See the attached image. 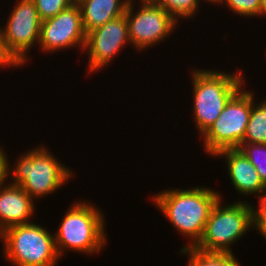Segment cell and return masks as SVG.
<instances>
[{"label": "cell", "instance_id": "obj_4", "mask_svg": "<svg viewBox=\"0 0 266 266\" xmlns=\"http://www.w3.org/2000/svg\"><path fill=\"white\" fill-rule=\"evenodd\" d=\"M236 71L231 74L221 70L193 68L192 113L200 137L220 116L229 100L245 85L242 70Z\"/></svg>", "mask_w": 266, "mask_h": 266}, {"label": "cell", "instance_id": "obj_8", "mask_svg": "<svg viewBox=\"0 0 266 266\" xmlns=\"http://www.w3.org/2000/svg\"><path fill=\"white\" fill-rule=\"evenodd\" d=\"M134 1H129L125 11L131 47L142 51L167 40L177 22L154 0H140L136 11Z\"/></svg>", "mask_w": 266, "mask_h": 266}, {"label": "cell", "instance_id": "obj_18", "mask_svg": "<svg viewBox=\"0 0 266 266\" xmlns=\"http://www.w3.org/2000/svg\"><path fill=\"white\" fill-rule=\"evenodd\" d=\"M239 149L255 166L261 180L266 186V144L241 143Z\"/></svg>", "mask_w": 266, "mask_h": 266}, {"label": "cell", "instance_id": "obj_24", "mask_svg": "<svg viewBox=\"0 0 266 266\" xmlns=\"http://www.w3.org/2000/svg\"><path fill=\"white\" fill-rule=\"evenodd\" d=\"M254 229L263 236L266 240V220L265 221H254Z\"/></svg>", "mask_w": 266, "mask_h": 266}, {"label": "cell", "instance_id": "obj_10", "mask_svg": "<svg viewBox=\"0 0 266 266\" xmlns=\"http://www.w3.org/2000/svg\"><path fill=\"white\" fill-rule=\"evenodd\" d=\"M85 41L86 33L78 4L73 3L53 18L41 21L38 46L45 53L50 54L71 47L80 48L82 53Z\"/></svg>", "mask_w": 266, "mask_h": 266}, {"label": "cell", "instance_id": "obj_12", "mask_svg": "<svg viewBox=\"0 0 266 266\" xmlns=\"http://www.w3.org/2000/svg\"><path fill=\"white\" fill-rule=\"evenodd\" d=\"M35 202L20 186L3 182L0 185V234L12 226L32 222Z\"/></svg>", "mask_w": 266, "mask_h": 266}, {"label": "cell", "instance_id": "obj_22", "mask_svg": "<svg viewBox=\"0 0 266 266\" xmlns=\"http://www.w3.org/2000/svg\"><path fill=\"white\" fill-rule=\"evenodd\" d=\"M266 188L263 193L258 197V204L260 205L257 209L253 205V217L254 221H265L266 220Z\"/></svg>", "mask_w": 266, "mask_h": 266}, {"label": "cell", "instance_id": "obj_5", "mask_svg": "<svg viewBox=\"0 0 266 266\" xmlns=\"http://www.w3.org/2000/svg\"><path fill=\"white\" fill-rule=\"evenodd\" d=\"M222 202L224 201L221 197L213 207L203 235L194 246L195 249L233 253L230 246L254 229L253 206L250 203L239 200L223 205Z\"/></svg>", "mask_w": 266, "mask_h": 266}, {"label": "cell", "instance_id": "obj_13", "mask_svg": "<svg viewBox=\"0 0 266 266\" xmlns=\"http://www.w3.org/2000/svg\"><path fill=\"white\" fill-rule=\"evenodd\" d=\"M219 156L225 158L227 174H229L231 184L235 191L239 192V195H257L259 197L263 193L266 186L255 166L239 148L219 151L214 157L219 158Z\"/></svg>", "mask_w": 266, "mask_h": 266}, {"label": "cell", "instance_id": "obj_17", "mask_svg": "<svg viewBox=\"0 0 266 266\" xmlns=\"http://www.w3.org/2000/svg\"><path fill=\"white\" fill-rule=\"evenodd\" d=\"M177 22L190 19L198 12L200 0H154Z\"/></svg>", "mask_w": 266, "mask_h": 266}, {"label": "cell", "instance_id": "obj_6", "mask_svg": "<svg viewBox=\"0 0 266 266\" xmlns=\"http://www.w3.org/2000/svg\"><path fill=\"white\" fill-rule=\"evenodd\" d=\"M51 233L34 221L6 229L0 234L4 258L14 266H56L62 258Z\"/></svg>", "mask_w": 266, "mask_h": 266}, {"label": "cell", "instance_id": "obj_23", "mask_svg": "<svg viewBox=\"0 0 266 266\" xmlns=\"http://www.w3.org/2000/svg\"><path fill=\"white\" fill-rule=\"evenodd\" d=\"M0 146V185L6 180V152Z\"/></svg>", "mask_w": 266, "mask_h": 266}, {"label": "cell", "instance_id": "obj_2", "mask_svg": "<svg viewBox=\"0 0 266 266\" xmlns=\"http://www.w3.org/2000/svg\"><path fill=\"white\" fill-rule=\"evenodd\" d=\"M38 146L19 156L12 169L6 154V181L10 176V183L20 186L33 200L54 193L73 177L71 168L58 161L44 144Z\"/></svg>", "mask_w": 266, "mask_h": 266}, {"label": "cell", "instance_id": "obj_26", "mask_svg": "<svg viewBox=\"0 0 266 266\" xmlns=\"http://www.w3.org/2000/svg\"><path fill=\"white\" fill-rule=\"evenodd\" d=\"M202 1H207V3H213V4H217L218 6H219V2H220V0H202ZM201 0H200V2H202Z\"/></svg>", "mask_w": 266, "mask_h": 266}, {"label": "cell", "instance_id": "obj_27", "mask_svg": "<svg viewBox=\"0 0 266 266\" xmlns=\"http://www.w3.org/2000/svg\"><path fill=\"white\" fill-rule=\"evenodd\" d=\"M82 0H71L72 3L78 4Z\"/></svg>", "mask_w": 266, "mask_h": 266}, {"label": "cell", "instance_id": "obj_15", "mask_svg": "<svg viewBox=\"0 0 266 266\" xmlns=\"http://www.w3.org/2000/svg\"><path fill=\"white\" fill-rule=\"evenodd\" d=\"M252 93V110L242 143L266 144V97L256 103Z\"/></svg>", "mask_w": 266, "mask_h": 266}, {"label": "cell", "instance_id": "obj_25", "mask_svg": "<svg viewBox=\"0 0 266 266\" xmlns=\"http://www.w3.org/2000/svg\"><path fill=\"white\" fill-rule=\"evenodd\" d=\"M264 16V18L266 17V0H261V4H260V10H259V14L258 17L262 18Z\"/></svg>", "mask_w": 266, "mask_h": 266}, {"label": "cell", "instance_id": "obj_11", "mask_svg": "<svg viewBox=\"0 0 266 266\" xmlns=\"http://www.w3.org/2000/svg\"><path fill=\"white\" fill-rule=\"evenodd\" d=\"M130 45L128 23L126 15L111 20L104 25L93 29L86 34L83 49L88 55V73L102 70L121 52V49ZM90 72V73H89Z\"/></svg>", "mask_w": 266, "mask_h": 266}, {"label": "cell", "instance_id": "obj_14", "mask_svg": "<svg viewBox=\"0 0 266 266\" xmlns=\"http://www.w3.org/2000/svg\"><path fill=\"white\" fill-rule=\"evenodd\" d=\"M130 0H82L78 3L85 33L125 14Z\"/></svg>", "mask_w": 266, "mask_h": 266}, {"label": "cell", "instance_id": "obj_16", "mask_svg": "<svg viewBox=\"0 0 266 266\" xmlns=\"http://www.w3.org/2000/svg\"><path fill=\"white\" fill-rule=\"evenodd\" d=\"M179 253L189 256L187 266H241L233 253L204 252L194 247L183 248Z\"/></svg>", "mask_w": 266, "mask_h": 266}, {"label": "cell", "instance_id": "obj_20", "mask_svg": "<svg viewBox=\"0 0 266 266\" xmlns=\"http://www.w3.org/2000/svg\"><path fill=\"white\" fill-rule=\"evenodd\" d=\"M41 21L53 18L62 10L68 8L71 0H33Z\"/></svg>", "mask_w": 266, "mask_h": 266}, {"label": "cell", "instance_id": "obj_3", "mask_svg": "<svg viewBox=\"0 0 266 266\" xmlns=\"http://www.w3.org/2000/svg\"><path fill=\"white\" fill-rule=\"evenodd\" d=\"M69 207L53 233L60 258L69 249L88 256L100 252L108 243L102 210L83 200L71 203Z\"/></svg>", "mask_w": 266, "mask_h": 266}, {"label": "cell", "instance_id": "obj_19", "mask_svg": "<svg viewBox=\"0 0 266 266\" xmlns=\"http://www.w3.org/2000/svg\"><path fill=\"white\" fill-rule=\"evenodd\" d=\"M222 3L234 14L255 18L259 14L261 0H220L219 5L222 6Z\"/></svg>", "mask_w": 266, "mask_h": 266}, {"label": "cell", "instance_id": "obj_9", "mask_svg": "<svg viewBox=\"0 0 266 266\" xmlns=\"http://www.w3.org/2000/svg\"><path fill=\"white\" fill-rule=\"evenodd\" d=\"M11 11L0 32L9 50L24 66L29 61L30 48L39 43L41 20L33 0H18Z\"/></svg>", "mask_w": 266, "mask_h": 266}, {"label": "cell", "instance_id": "obj_21", "mask_svg": "<svg viewBox=\"0 0 266 266\" xmlns=\"http://www.w3.org/2000/svg\"><path fill=\"white\" fill-rule=\"evenodd\" d=\"M23 64L17 59V57L9 50L6 41L0 32V67H21Z\"/></svg>", "mask_w": 266, "mask_h": 266}, {"label": "cell", "instance_id": "obj_1", "mask_svg": "<svg viewBox=\"0 0 266 266\" xmlns=\"http://www.w3.org/2000/svg\"><path fill=\"white\" fill-rule=\"evenodd\" d=\"M215 189L195 186L189 189H165L152 196L159 209L175 230L189 238L182 248L194 247L201 239L210 213L223 196Z\"/></svg>", "mask_w": 266, "mask_h": 266}, {"label": "cell", "instance_id": "obj_7", "mask_svg": "<svg viewBox=\"0 0 266 266\" xmlns=\"http://www.w3.org/2000/svg\"><path fill=\"white\" fill-rule=\"evenodd\" d=\"M242 87L226 104L220 116L201 135L206 154L215 156L225 149L239 148L252 110V92Z\"/></svg>", "mask_w": 266, "mask_h": 266}]
</instances>
